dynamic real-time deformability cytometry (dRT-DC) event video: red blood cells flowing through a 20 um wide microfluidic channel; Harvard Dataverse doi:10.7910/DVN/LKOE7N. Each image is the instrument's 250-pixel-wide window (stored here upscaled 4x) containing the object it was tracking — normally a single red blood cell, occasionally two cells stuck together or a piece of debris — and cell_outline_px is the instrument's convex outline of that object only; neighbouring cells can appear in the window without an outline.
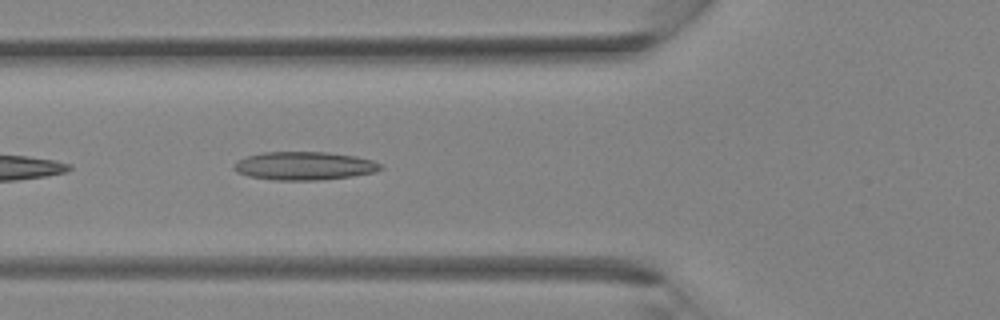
{"species": "Egyptian fruit bat (a non-hibernating species)", "species_latin": "Rousettus aegyptiacus", "temperature_condition": "room temperature", "stored_images_in_passage": 11, "camera_frame_rate_fps": 3000, "um_per_image_px": 0.085, "animal": {"sex": "female"}, "frame": {"image": 1, "passage_image": 11, "time_ms": 3.333, "image_size_px": [1000, 320], "cell_outline_px": [[384, 168], [376, 172], [352, 176], [316, 180], [276, 180], [248, 176], [236, 172], [232, 168], [232, 164], [236, 160], [248, 156], [264, 152], [328, 152], [356, 156], [372, 160], [380, 164]], "centroid_in_image_um": [25.84, 14.09], "position_along_channel_um": 100.0, "area_um2": 24.28}}